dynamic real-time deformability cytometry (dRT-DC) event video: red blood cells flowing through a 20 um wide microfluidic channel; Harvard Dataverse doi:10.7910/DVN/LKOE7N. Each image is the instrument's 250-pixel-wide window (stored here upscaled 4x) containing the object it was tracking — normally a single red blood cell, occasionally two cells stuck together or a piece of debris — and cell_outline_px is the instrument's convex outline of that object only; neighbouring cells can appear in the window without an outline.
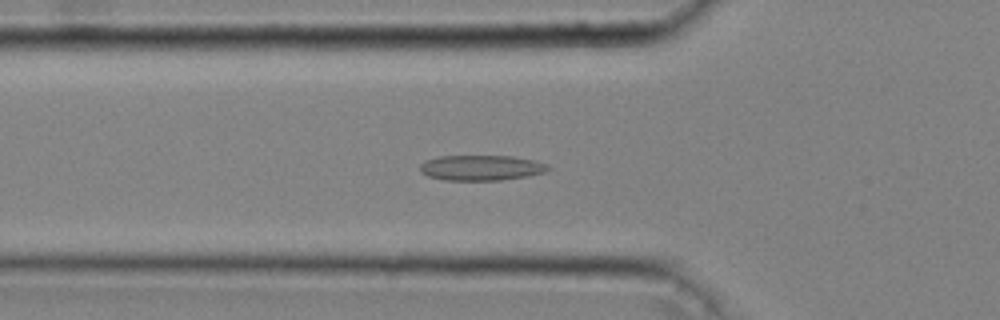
{"species": "common noctule bat (a hibernating species)", "species_latin": "Nyctalus noctula", "temperature_condition": "cold", "stored_images_in_passage": 47, "camera_frame_rate_fps": 3000, "um_per_image_px": 0.085, "animal": {"sex": "male", "body_mass_g": 20.4}, "frame": {"image": 1, "passage_image": 17, "time_ms": 5.333, "image_size_px": [1000, 320], "cell_outline_px": [[552, 168], [548, 172], [528, 176], [500, 180], [444, 180], [428, 176], [420, 172], [420, 164], [424, 160], [440, 156], [512, 156], [536, 160], [548, 164]], "centroid_in_image_um": [40.95, 14.26], "position_along_channel_um": 84.9, "area_um2": 19.19}}
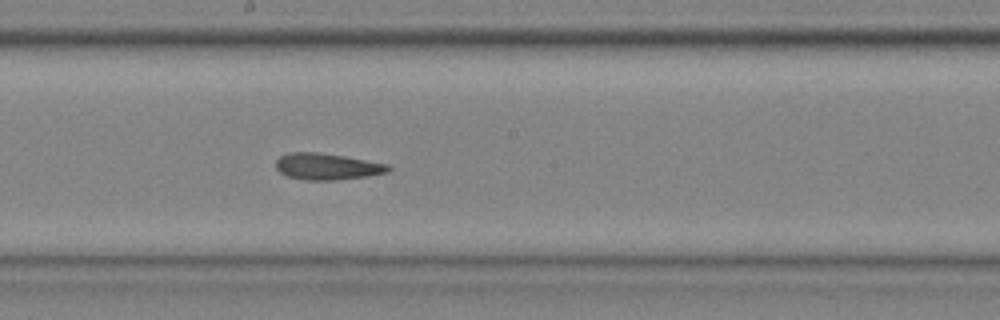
{"frame": {"image": 2, "passage_image": 27, "time_ms": 8.667, "image_size_px": [1000, 320], "cell_outline_px": [[392, 168], [388, 172], [368, 176], [336, 180], [304, 180], [288, 176], [280, 172], [276, 168], [276, 160], [280, 156], [288, 152], [320, 152], [392, 164]], "centroid_in_image_um": [27.84, 14.15], "position_along_channel_um": 220.4, "area_um2": 17.57}}
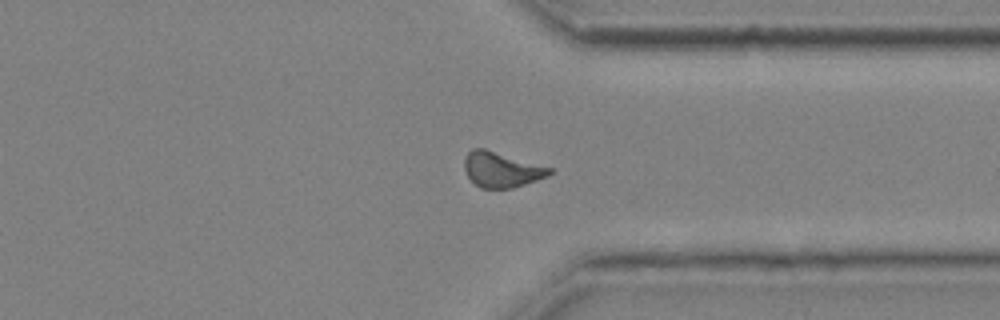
{"frame": {"image": 3, "passage_image": 38, "time_ms": 12.333, "image_size_px": [1000, 320], "cell_outline_px": [[552, 172], [548, 176], [512, 188], [480, 188], [468, 176], [464, 168], [464, 160], [468, 152], [472, 148], [484, 148], [552, 168]], "centroid_in_image_um": [42.61, 14.41], "position_along_channel_um": 368.8, "area_um2": 17.28}, "authors_computed_cell_mechanics": {"area_um2": 17.7446, "velocity_mm_per_s": 4.0575, "shape_relaxation_time_tau1_ms": 9.7801, "shape_relaxation_time_tau2_ms": 4.1621, "deformation_change_tau1": 0.1753, "deformation_change_tau2": 0.1347}}